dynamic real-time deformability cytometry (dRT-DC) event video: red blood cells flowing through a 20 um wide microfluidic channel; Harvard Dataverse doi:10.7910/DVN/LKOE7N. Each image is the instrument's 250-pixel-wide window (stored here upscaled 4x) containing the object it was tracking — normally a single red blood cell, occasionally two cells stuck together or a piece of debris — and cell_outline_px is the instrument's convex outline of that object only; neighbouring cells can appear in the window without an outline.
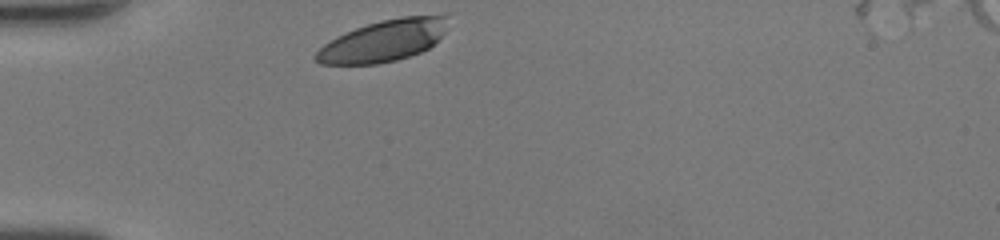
{"species": "human", "species_latin": "Homo sapiens", "temperature_condition": "room temperature", "stored_images_in_passage": 27, "camera_frame_rate_fps": 3000, "um_per_image_px": 0.085, "donor": {"sex": "female"}, "frame": {"image": 1, "passage_image": 1, "time_ms": 0.0, "image_size_px": [1000, 240], "cell_outline_px": [[452, 12], [444, 32], [428, 48], [420, 52], [396, 60], [376, 64], [320, 64], [312, 56], [324, 44], [336, 36], [344, 32], [368, 24], [384, 20], [404, 16], [444, 12]], "centroid_in_image_um": [32.66, 3.42], "position_along_channel_um": 52.3, "area_um2": 32.31}}
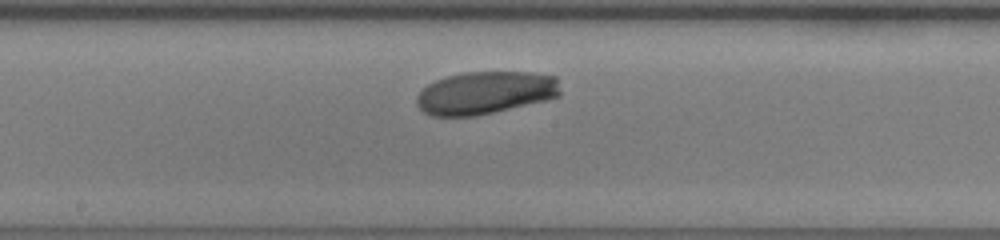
{"frame": {"image": 2, "passage_image": 14, "time_ms": 4.333, "image_size_px": [1000, 240], "cell_outline_px": [[560, 96], [544, 100], [476, 116], [432, 116], [424, 112], [416, 104], [416, 96], [428, 84], [436, 80], [448, 76], [464, 72], [528, 72], [556, 76], [560, 92]], "centroid_in_image_um": [41.23, 7.88], "position_along_channel_um": 207.0, "area_um2": 35.55}}
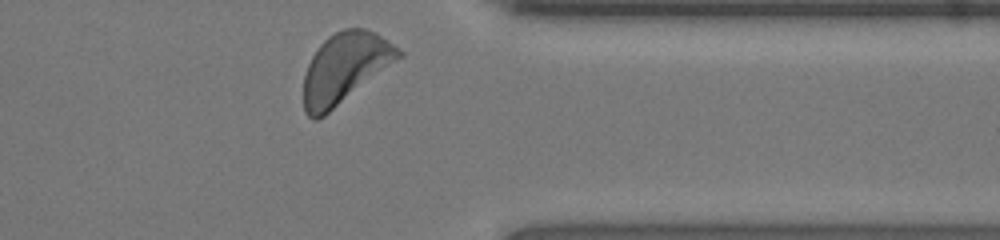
{"frame": {"image": 3, "passage_image": 27, "time_ms": 8.667, "image_size_px": [1000, 240], "cell_outline_px": [[404, 56], [324, 116], [316, 120], [312, 120], [304, 112], [304, 76], [308, 64], [312, 56], [320, 44], [328, 36], [344, 28], [364, 28], [376, 32], [388, 40], [404, 52]], "centroid_in_image_um": [29.33, 5.78], "position_along_channel_um": 382.1, "area_um2": 38.96}, "authors_computed_cell_mechanics": {"area_um2": 35.9516, "velocity_mm_per_s": 4.1903, "shape_relaxation_time_tau1_ms": 1.2939, "shape_relaxation_time_tau2_ms": null, "deformation_change_tau1": 0.0742, "deformation_change_tau2": null}}